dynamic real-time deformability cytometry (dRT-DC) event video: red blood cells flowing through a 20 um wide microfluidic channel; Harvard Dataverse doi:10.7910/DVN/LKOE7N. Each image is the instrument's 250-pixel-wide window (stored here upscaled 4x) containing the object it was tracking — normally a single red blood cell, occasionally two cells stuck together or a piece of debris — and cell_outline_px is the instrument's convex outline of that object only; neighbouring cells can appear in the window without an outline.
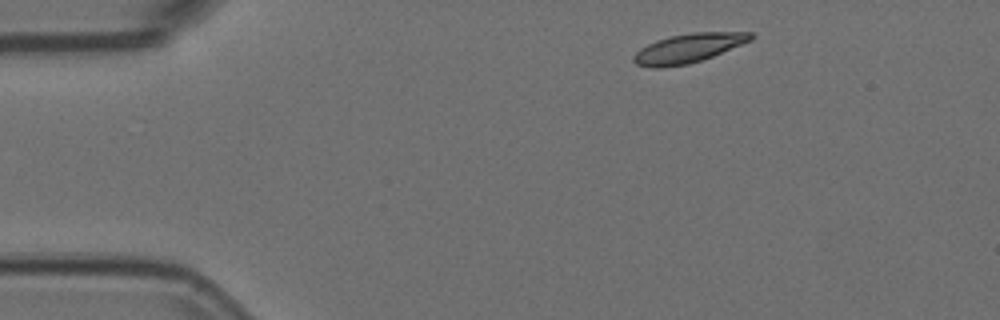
{"species": "Egyptian fruit bat (a non-hibernating species)", "species_latin": "Rousettus aegyptiacus", "temperature_condition": "room temperature", "stored_images_in_passage": 3, "camera_frame_rate_fps": 3000, "um_per_image_px": 0.085, "animal": {"sex": "female"}, "frame": {"image": 1, "passage_image": 1, "time_ms": 0.0, "image_size_px": [1000, 320], "cell_outline_px": [[756, 36], [752, 40], [712, 56], [688, 64], [660, 68], [652, 68], [636, 64], [632, 60], [632, 56], [640, 48], [656, 40], [668, 36], [692, 32], [752, 32]], "centroid_in_image_um": [58.49, 4.09], "position_along_channel_um": 26.5, "area_um2": 19.94}}
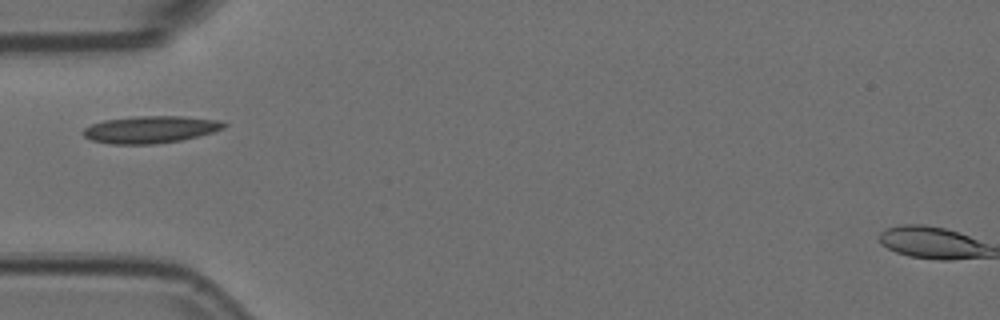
{"frame": {"image": 2, "passage_image": 3, "time_ms": 0.667, "image_size_px": [1000, 320], "cell_outline_px": [[228, 124], [224, 128], [212, 132], [180, 140], [156, 144], [112, 144], [92, 140], [84, 136], [80, 132], [84, 128], [92, 124], [104, 120], [136, 116], [184, 116], [220, 120]], "centroid_in_image_um": [12.78, 11.0], "position_along_channel_um": 72.2, "area_um2": 22.25}}